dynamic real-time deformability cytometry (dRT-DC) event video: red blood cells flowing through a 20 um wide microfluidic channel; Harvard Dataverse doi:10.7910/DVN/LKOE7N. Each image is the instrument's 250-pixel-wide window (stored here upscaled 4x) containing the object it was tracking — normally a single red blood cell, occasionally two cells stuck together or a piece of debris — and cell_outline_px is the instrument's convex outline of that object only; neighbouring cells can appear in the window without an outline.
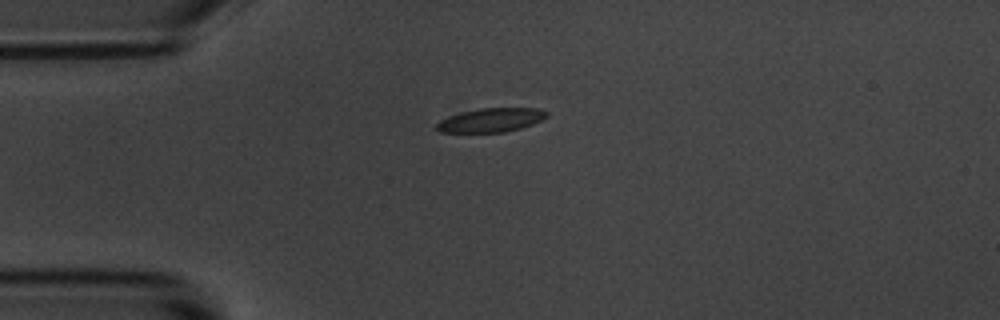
{"species": "common noctule bat (a hibernating species)", "species_latin": "Nyctalus noctula", "temperature_condition": "room temperature", "stored_images_in_passage": 3, "camera_frame_rate_fps": 3000, "um_per_image_px": 0.085, "animal": {"sex": "male", "body_mass_g": 20.1, "forearm_length_mm": 53.5}, "frame": {"image": 1, "passage_image": 1, "time_ms": 0.0, "image_size_px": [1000, 320], "cell_outline_px": [[548, 116], [532, 124], [520, 128], [504, 132], [440, 132], [432, 128], [440, 120], [460, 112], [480, 108], [536, 108], [548, 112]], "centroid_in_image_um": [41.69, 10.21], "position_along_channel_um": 43.3, "area_um2": 15.32}}